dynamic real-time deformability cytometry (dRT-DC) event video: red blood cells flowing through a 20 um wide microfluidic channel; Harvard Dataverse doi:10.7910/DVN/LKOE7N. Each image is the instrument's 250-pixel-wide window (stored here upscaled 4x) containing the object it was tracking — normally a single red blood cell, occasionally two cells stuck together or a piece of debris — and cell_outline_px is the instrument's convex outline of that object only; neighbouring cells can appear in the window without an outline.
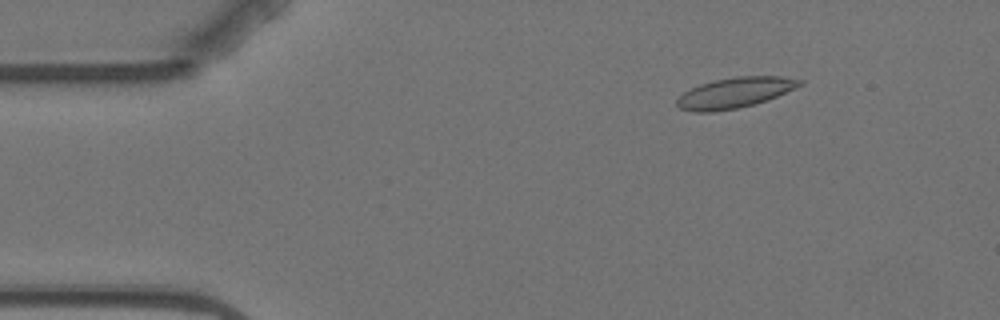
{"species": "Egyptian fruit bat (a non-hibernating species)", "species_latin": "Rousettus aegyptiacus", "temperature_condition": "warm", "stored_images_in_passage": 5, "camera_frame_rate_fps": 3000, "um_per_image_px": 0.085, "animal": {"sex": "female"}, "frame": {"image": 1, "passage_image": 3, "time_ms": 2.333, "image_size_px": [1000, 320], "cell_outline_px": [[804, 84], [776, 96], [752, 104], [736, 108], [712, 112], [696, 112], [680, 108], [676, 104], [676, 100], [684, 92], [700, 84], [716, 80], [736, 76], [784, 76], [804, 80]], "centroid_in_image_um": [62.47, 7.87], "position_along_channel_um": 22.5, "area_um2": 21.5}}
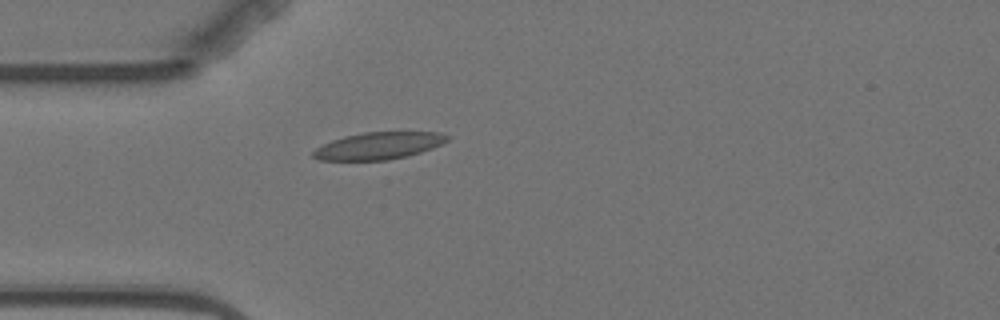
{"frame": {"image": 2, "passage_image": 5, "time_ms": 5.0, "image_size_px": [1000, 320], "cell_outline_px": [[448, 140], [432, 148], [408, 156], [388, 160], [320, 160], [312, 156], [312, 152], [316, 148], [332, 140], [344, 136], [364, 132], [440, 132], [448, 136]], "centroid_in_image_um": [32.17, 12.39], "position_along_channel_um": 52.8, "area_um2": 21.04}}